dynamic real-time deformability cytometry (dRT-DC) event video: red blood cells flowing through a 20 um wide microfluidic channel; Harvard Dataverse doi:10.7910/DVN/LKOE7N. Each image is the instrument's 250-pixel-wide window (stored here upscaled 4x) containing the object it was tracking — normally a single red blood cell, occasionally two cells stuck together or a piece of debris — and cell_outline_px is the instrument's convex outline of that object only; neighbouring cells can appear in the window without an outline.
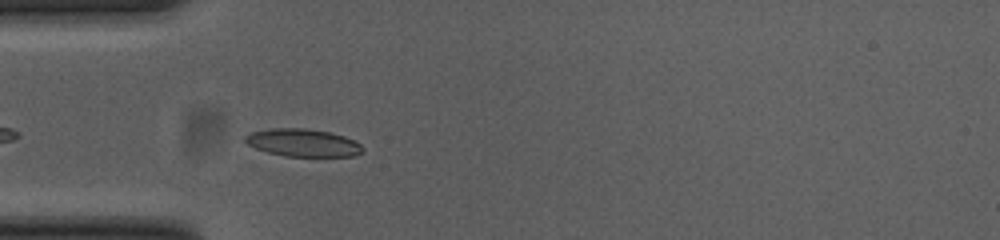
{"species": "common noctule bat (a hibernating species)", "species_latin": "Nyctalus noctula", "temperature_condition": "cold", "stored_images_in_passage": 43, "camera_frame_rate_fps": 3000, "um_per_image_px": 0.085, "animal": {"sex": "female", "body_mass_g": 23.0, "forearm_length_mm": 53.4}, "frame": {"image": 1, "passage_image": 4, "time_ms": 1.0, "image_size_px": [1000, 240], "cell_outline_px": [[364, 152], [356, 156], [284, 156], [268, 152], [256, 148], [248, 144], [244, 140], [244, 136], [252, 132], [272, 128], [304, 128], [328, 132], [344, 136], [360, 144], [364, 148]], "centroid_in_image_um": [25.76, 12.14], "position_along_channel_um": 59.2, "area_um2": 18.84}}
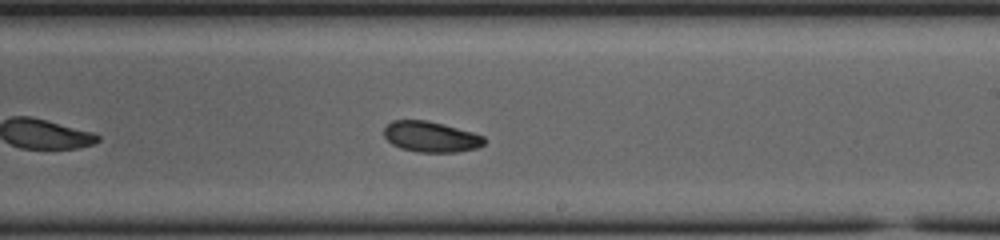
{"frame": {"image": 2, "passage_image": 20, "time_ms": 6.333, "image_size_px": [1000, 240], "cell_outline_px": [[484, 144], [476, 148], [456, 152], [420, 152], [400, 148], [392, 144], [384, 136], [384, 128], [392, 120], [428, 120], [444, 124], [472, 132], [484, 136]], "centroid_in_image_um": [36.61, 11.62], "position_along_channel_um": 252.4, "area_um2": 17.86}}
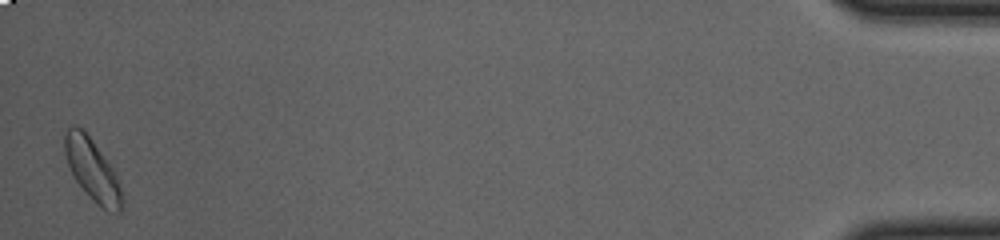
{"frame": {"image": 3, "passage_image": 42, "time_ms": 13.667, "image_size_px": [1000, 240], "cell_outline_px": [[124, 208], [120, 212], [108, 212], [88, 196], [76, 180], [68, 164], [64, 152], [64, 132], [72, 124], [76, 124], [88, 136], [112, 168], [116, 176], [124, 200]], "centroid_in_image_um": [7.85, 14.47], "position_along_channel_um": 427.4, "area_um2": 20.29}, "authors_computed_cell_mechanics": {"area_um2": 18.4382, "velocity_mm_per_s": 3.6748, "shape_relaxation_time_tau1_ms": 3.0238, "shape_relaxation_time_tau2_ms": null, "deformation_change_tau1": 0.1241, "deformation_change_tau2": null}}